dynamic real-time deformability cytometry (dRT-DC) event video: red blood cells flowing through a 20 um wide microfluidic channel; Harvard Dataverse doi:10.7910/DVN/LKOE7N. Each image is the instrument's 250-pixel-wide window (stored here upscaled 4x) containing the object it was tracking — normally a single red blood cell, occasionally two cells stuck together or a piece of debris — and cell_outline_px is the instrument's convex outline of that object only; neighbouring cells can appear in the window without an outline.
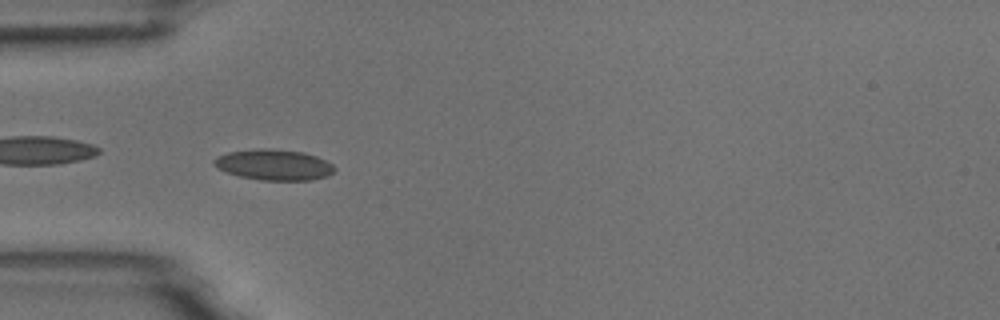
{"species": "common noctule bat (a hibernating species)", "species_latin": "Nyctalus noctula", "temperature_condition": "room temperature", "stored_images_in_passage": 7, "camera_frame_rate_fps": 3000, "um_per_image_px": 0.085, "animal": {"sex": "male", "body_mass_g": 18.8}, "frame": {"image": 1, "passage_image": 5, "time_ms": 5.333, "image_size_px": [1000, 320], "cell_outline_px": [[336, 168], [328, 176], [312, 180], [260, 180], [240, 176], [216, 168], [212, 164], [212, 160], [228, 152], [252, 148], [268, 148], [304, 152], [316, 156], [332, 164]], "centroid_in_image_um": [23.27, 14.0], "position_along_channel_um": 61.7, "area_um2": 21.68}}